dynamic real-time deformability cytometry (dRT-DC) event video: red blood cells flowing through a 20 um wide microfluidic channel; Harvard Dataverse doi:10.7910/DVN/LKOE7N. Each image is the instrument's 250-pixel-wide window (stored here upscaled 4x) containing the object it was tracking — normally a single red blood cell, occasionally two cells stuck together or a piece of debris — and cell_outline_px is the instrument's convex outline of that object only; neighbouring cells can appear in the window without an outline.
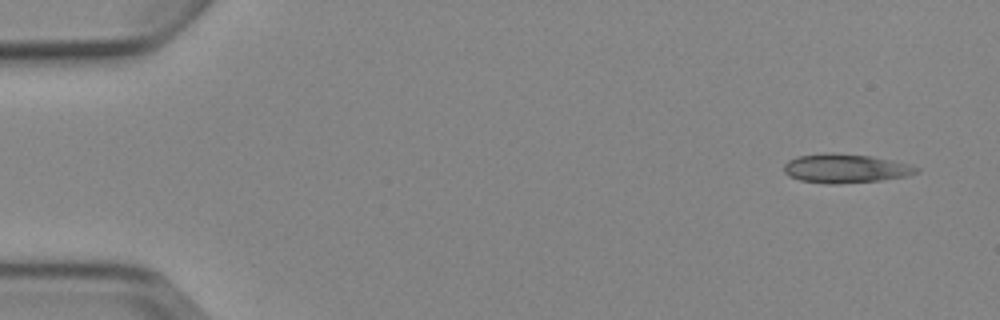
{"species": "Egyptian fruit bat (a non-hibernating species)", "species_latin": "Rousettus aegyptiacus", "temperature_condition": "cold", "stored_images_in_passage": 5, "camera_frame_rate_fps": 3000, "um_per_image_px": 0.085, "animal": {"sex": "female"}, "frame": {"image": 1, "passage_image": 1, "time_ms": 0.0, "image_size_px": [1000, 320], "cell_outline_px": [[920, 172], [908, 176], [880, 180], [836, 184], [832, 184], [800, 180], [788, 176], [784, 172], [784, 164], [788, 160], [796, 156], [828, 152], [872, 156], [892, 160], [908, 164], [920, 168]], "centroid_in_image_um": [71.86, 14.31], "position_along_channel_um": 13.1, "area_um2": 22.48}}
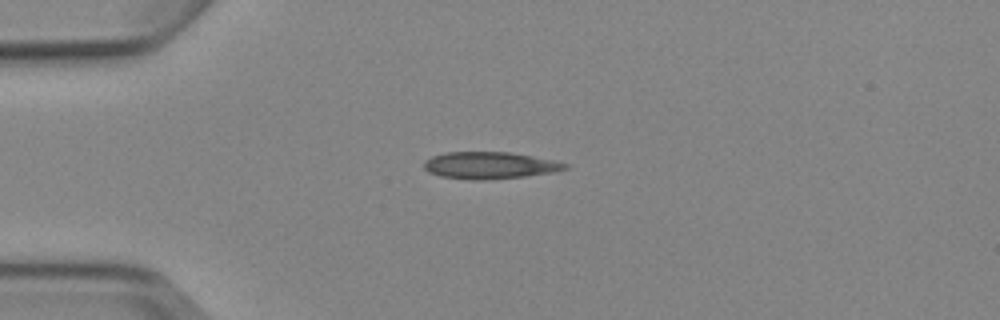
{"frame": {"image": 2, "passage_image": 4, "time_ms": 3.333, "image_size_px": [1000, 320], "cell_outline_px": [[572, 164], [568, 168], [556, 172], [524, 176], [484, 180], [472, 180], [440, 176], [428, 172], [424, 168], [424, 160], [432, 156], [444, 152], [508, 152], [556, 160]], "centroid_in_image_um": [41.66, 14.05], "position_along_channel_um": 43.3, "area_um2": 22.37}}